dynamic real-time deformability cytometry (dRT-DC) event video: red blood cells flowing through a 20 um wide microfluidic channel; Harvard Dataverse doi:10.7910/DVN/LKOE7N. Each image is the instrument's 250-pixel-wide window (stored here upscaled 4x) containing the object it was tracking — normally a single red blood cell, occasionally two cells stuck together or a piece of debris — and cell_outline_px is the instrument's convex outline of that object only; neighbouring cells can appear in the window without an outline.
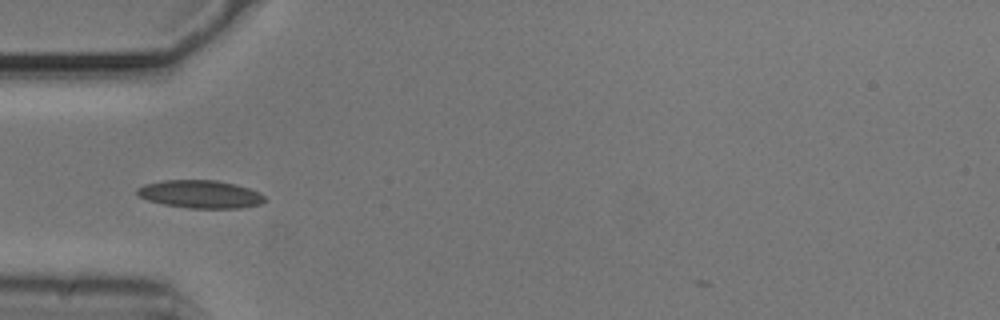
{"species": "common noctule bat (a hibernating species)", "species_latin": "Nyctalus noctula", "temperature_condition": "cold", "stored_images_in_passage": 34, "camera_frame_rate_fps": 3000, "um_per_image_px": 0.085, "animal": {"sex": "male", "body_mass_g": 20.5, "forearm_length_mm": 52.5}, "frame": {"image": 1, "passage_image": 1, "time_ms": 0.0, "image_size_px": [1000, 320], "cell_outline_px": [[264, 200], [260, 204], [240, 208], [188, 208], [164, 204], [148, 200], [136, 196], [136, 188], [144, 184], [164, 180], [216, 180], [236, 184], [260, 192], [264, 196]], "centroid_in_image_um": [16.99, 16.5], "position_along_channel_um": 68.0, "area_um2": 20.81}}
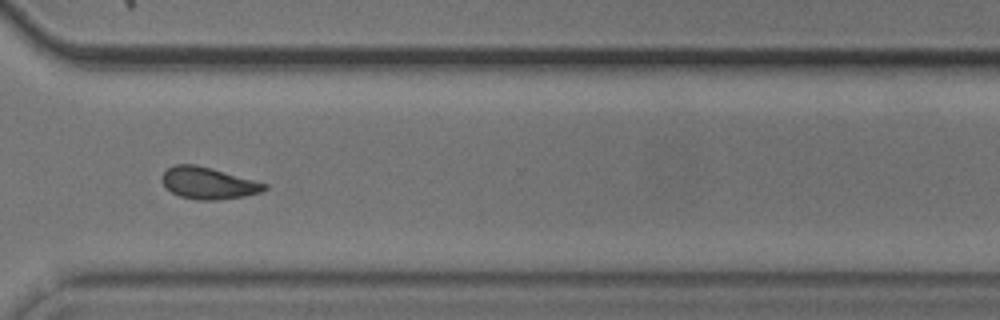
{"frame": {"image": 2, "passage_image": 24, "time_ms": 7.667, "image_size_px": [1000, 320], "cell_outline_px": [[268, 188], [260, 192], [244, 196], [216, 200], [196, 200], [180, 196], [164, 188], [160, 180], [164, 172], [168, 168], [176, 164], [196, 164], [212, 168], [268, 184]], "centroid_in_image_um": [17.67, 15.56], "position_along_channel_um": 352.9, "area_um2": 19.07}}